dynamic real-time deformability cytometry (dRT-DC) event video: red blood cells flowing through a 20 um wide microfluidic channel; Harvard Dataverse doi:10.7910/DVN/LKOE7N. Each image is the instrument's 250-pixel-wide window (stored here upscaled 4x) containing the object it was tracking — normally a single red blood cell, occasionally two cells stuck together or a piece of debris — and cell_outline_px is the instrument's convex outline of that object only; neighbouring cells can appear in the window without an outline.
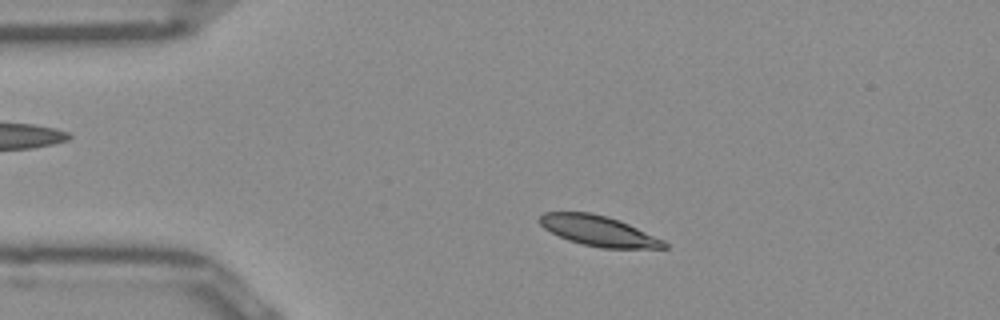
{"species": "Egyptian fruit bat (a non-hibernating species)", "species_latin": "Rousettus aegyptiacus", "temperature_condition": "room temperature", "stored_images_in_passage": 48, "camera_frame_rate_fps": 3000, "um_per_image_px": 0.085, "frame": {"image": 1, "passage_image": 7, "time_ms": 2.0, "image_size_px": [1000, 320], "cell_outline_px": [[668, 248], [600, 248], [568, 240], [544, 228], [536, 220], [544, 212], [588, 212], [620, 220], [664, 240], [668, 244]], "centroid_in_image_um": [50.87, 19.62], "position_along_channel_um": 34.1, "area_um2": 21.85}}
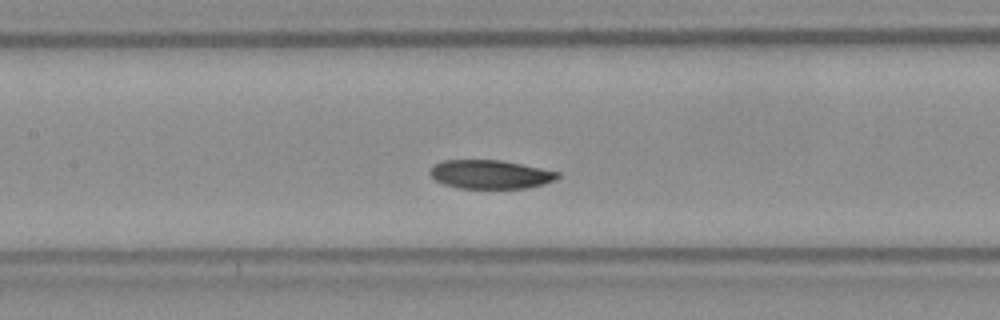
{"frame": {"image": 2, "passage_image": 20, "time_ms": 6.333, "image_size_px": [1000, 320], "cell_outline_px": [[560, 176], [556, 180], [544, 184], [528, 188], [456, 188], [444, 184], [436, 180], [428, 172], [436, 164], [444, 160], [500, 160], [560, 172]], "centroid_in_image_um": [41.7, 14.83], "position_along_channel_um": 165.7, "area_um2": 21.27}}
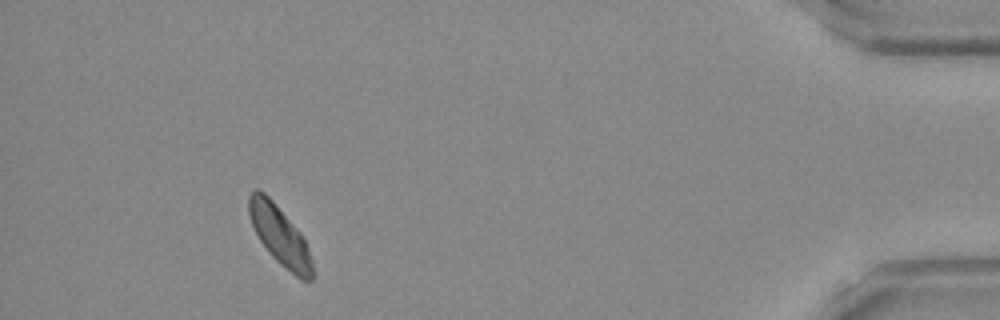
{"frame": {"image": 3, "passage_image": 44, "time_ms": 14.333, "image_size_px": [1000, 320], "cell_outline_px": [[316, 272], [312, 280], [300, 280], [280, 264], [272, 256], [260, 240], [252, 224], [248, 212], [248, 196], [256, 188], [264, 192], [272, 200], [300, 232], [308, 248]], "centroid_in_image_um": [23.81, 20.06], "position_along_channel_um": 411.4, "area_um2": 21.79}, "authors_computed_cell_mechanics": {"area_um2": 21.9351, "velocity_mm_per_s": 3.8899, "shape_relaxation_time_tau1_ms": 2.6307, "shape_relaxation_time_tau2_ms": 4.2037, "deformation_change_tau1": 0.0777, "deformation_change_tau2": 0.0465}}